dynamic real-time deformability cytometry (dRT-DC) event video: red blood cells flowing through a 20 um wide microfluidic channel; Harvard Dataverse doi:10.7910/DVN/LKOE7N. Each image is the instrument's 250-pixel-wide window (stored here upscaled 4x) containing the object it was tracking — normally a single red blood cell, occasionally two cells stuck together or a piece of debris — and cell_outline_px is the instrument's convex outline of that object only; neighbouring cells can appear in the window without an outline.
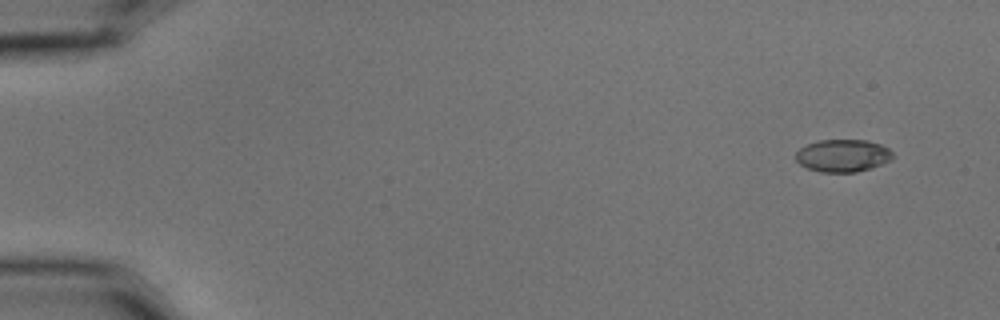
{"species": "common noctule bat (a hibernating species)", "species_latin": "Nyctalus noctula", "temperature_condition": "cold", "stored_images_in_passage": 4, "camera_frame_rate_fps": 3000, "um_per_image_px": 0.085, "animal": {"sex": "male", "body_mass_g": 15.6}, "frame": {"image": 1, "passage_image": 1, "time_ms": 0.0, "image_size_px": [1000, 320], "cell_outline_px": [[892, 160], [856, 172], [820, 172], [808, 168], [800, 164], [796, 160], [796, 152], [800, 148], [808, 144], [820, 140], [864, 140], [880, 144], [888, 148], [892, 152]], "centroid_in_image_um": [71.62, 13.22], "position_along_channel_um": 13.4, "area_um2": 18.15}}
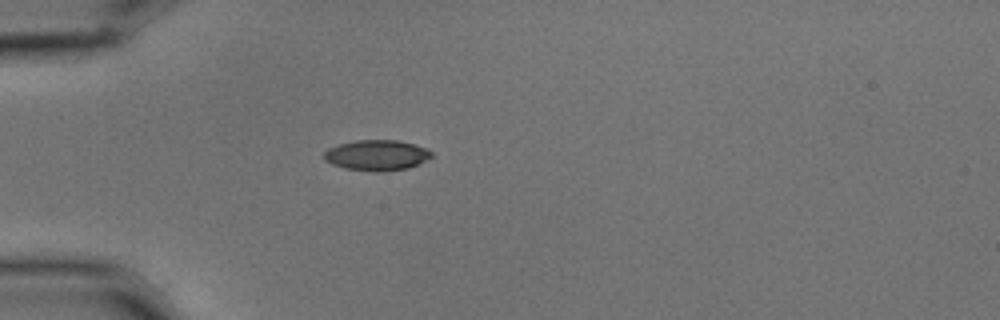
{"frame": {"image": 2, "passage_image": 4, "time_ms": 1.0, "image_size_px": [1000, 320], "cell_outline_px": [[432, 156], [408, 168], [380, 172], [376, 172], [344, 168], [332, 164], [324, 160], [320, 156], [328, 148], [340, 144], [356, 140], [396, 140], [428, 148], [432, 152]], "centroid_in_image_um": [31.97, 13.19], "position_along_channel_um": 53.0, "area_um2": 19.13}}